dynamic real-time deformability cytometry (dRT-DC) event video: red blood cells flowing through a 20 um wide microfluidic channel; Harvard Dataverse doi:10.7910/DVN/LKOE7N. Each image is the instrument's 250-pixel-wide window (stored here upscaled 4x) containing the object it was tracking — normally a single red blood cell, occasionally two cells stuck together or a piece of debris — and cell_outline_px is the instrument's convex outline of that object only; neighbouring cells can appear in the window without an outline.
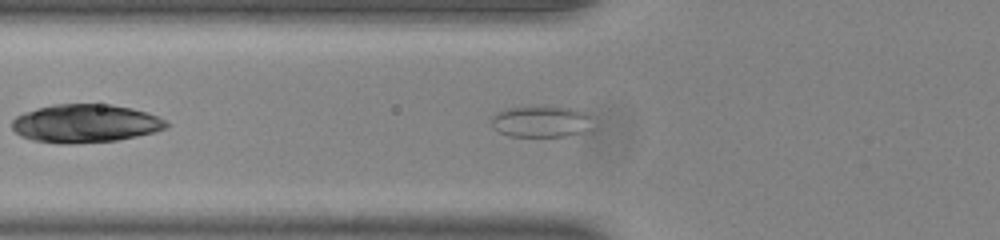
{"species": "common noctule bat (a hibernating species)", "species_latin": "Nyctalus noctula", "temperature_condition": "room temperature", "stored_images_in_passage": 31, "camera_frame_rate_fps": 3000, "um_per_image_px": 0.085, "animal": {"sex": "male", "body_mass_g": 20.0, "forearm_length_mm": 53.3}, "frame": {"image": 1, "passage_image": 7, "time_ms": 2.0, "image_size_px": [1000, 240], "cell_outline_px": [[588, 128], [584, 132], [564, 136], [508, 136], [492, 128], [492, 116], [496, 112], [508, 108], [524, 104], [544, 104], [584, 108], [588, 112]], "centroid_in_image_um": [45.96, 10.25], "position_along_channel_um": 79.8, "area_um2": 19.48}}
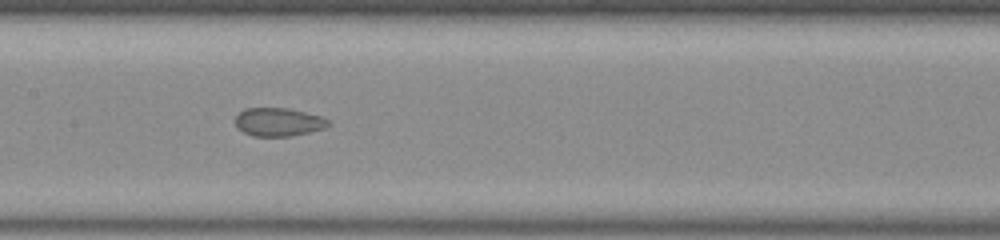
{"frame": {"image": 2, "passage_image": 15, "time_ms": 4.667, "image_size_px": [1000, 240], "cell_outline_px": [[332, 124], [324, 128], [292, 136], [252, 136], [236, 128], [236, 116], [244, 108], [288, 108], [324, 116], [332, 120]], "centroid_in_image_um": [23.72, 10.36], "position_along_channel_um": 183.7, "area_um2": 15.61}}
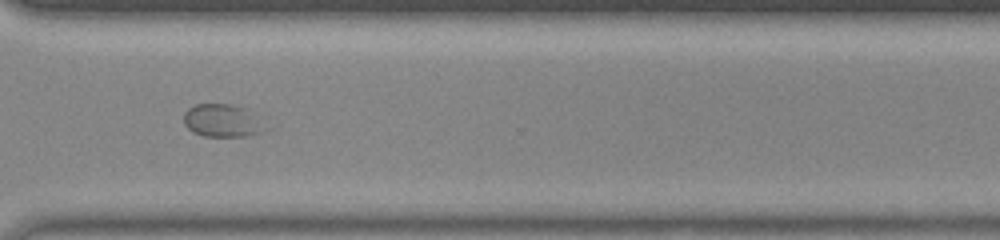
{"frame": {"image": 3, "passage_image": 28, "time_ms": 9.0, "image_size_px": [1000, 240], "cell_outline_px": [[256, 132], [244, 136], [204, 136], [192, 132], [184, 124], [184, 112], [188, 108], [196, 104], [228, 104], [248, 108]], "centroid_in_image_um": [18.62, 10.22], "position_along_channel_um": 352.0, "area_um2": 14.33}}